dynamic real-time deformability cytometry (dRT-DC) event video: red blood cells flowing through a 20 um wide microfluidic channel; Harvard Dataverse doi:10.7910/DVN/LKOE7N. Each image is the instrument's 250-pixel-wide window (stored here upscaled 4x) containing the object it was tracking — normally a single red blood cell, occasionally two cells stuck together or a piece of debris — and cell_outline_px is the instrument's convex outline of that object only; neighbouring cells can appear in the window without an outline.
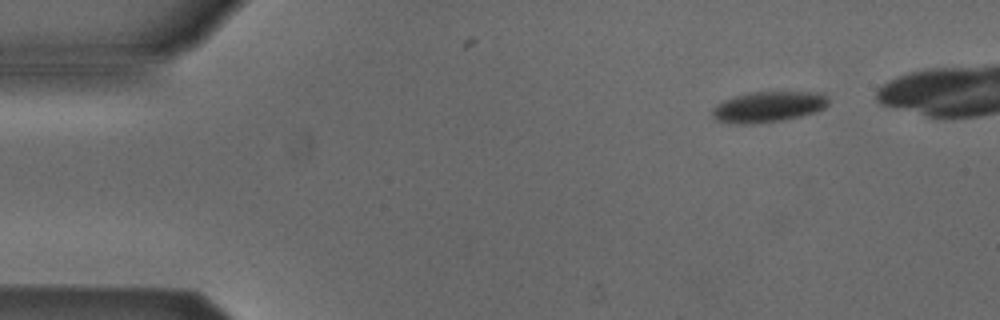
{"species": "Egyptian fruit bat (a non-hibernating species)", "species_latin": "Rousettus aegyptiacus", "temperature_condition": "cold", "stored_images_in_passage": 5, "camera_frame_rate_fps": 3000, "um_per_image_px": 0.085, "animal": {"sex": "male"}, "frame": {"image": 1, "passage_image": 1, "time_ms": 0.0, "image_size_px": [1000, 320], "cell_outline_px": [[828, 104], [824, 108], [816, 112], [800, 116], [780, 120], [748, 124], [736, 124], [716, 120], [712, 116], [712, 108], [716, 104], [724, 100], [748, 92], [820, 92], [828, 100]], "centroid_in_image_um": [65.27, 9.07], "position_along_channel_um": 19.7, "area_um2": 20.63}}
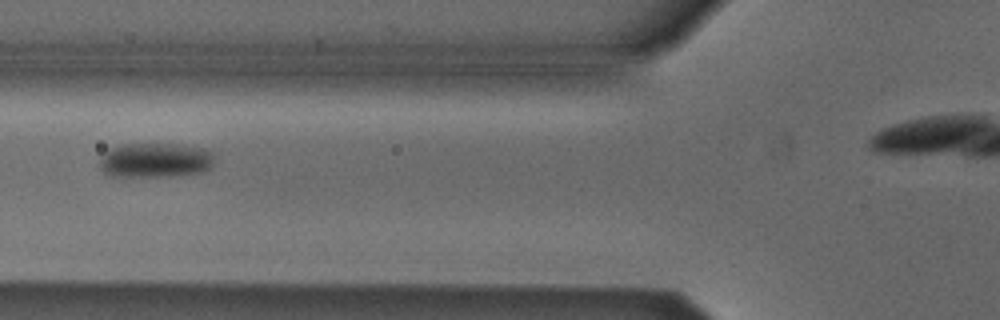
{"frame": {"image": 2, "passage_image": 5, "time_ms": 4.667, "image_size_px": [1000, 320], "cell_outline_px": [[212, 168], [204, 172], [172, 176], [112, 176], [104, 172], [100, 168], [100, 160], [104, 152], [120, 144], [180, 144], [204, 148], [212, 152]], "centroid_in_image_um": [13.22, 13.61], "position_along_channel_um": 112.6, "area_um2": 23.29}}